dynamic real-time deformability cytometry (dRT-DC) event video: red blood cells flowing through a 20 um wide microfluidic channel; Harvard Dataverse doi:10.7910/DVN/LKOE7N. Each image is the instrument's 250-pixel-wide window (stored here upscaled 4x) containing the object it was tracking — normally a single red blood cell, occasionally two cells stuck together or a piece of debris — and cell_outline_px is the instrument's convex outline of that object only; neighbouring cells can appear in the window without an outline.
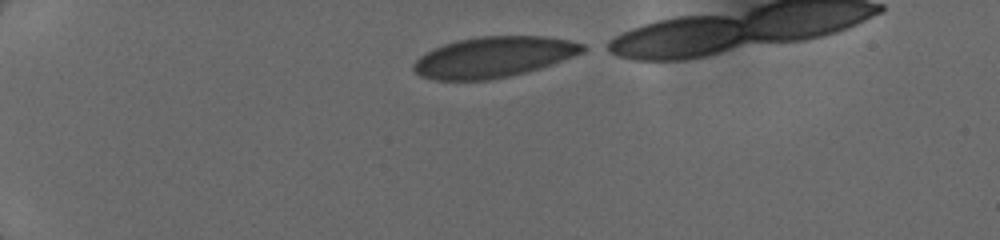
{"species": "human", "species_latin": "Homo sapiens", "temperature_condition": "cold", "stored_images_in_passage": 8, "segment_of_instrument_passage": [1, 2], "camera_frame_rate_fps": 3000, "um_per_image_px": 0.085, "donor": {"sex": "female"}, "frame": {"image": 1, "passage_image": 1, "time_ms": 0.0, "image_size_px": [1000, 240], "cell_outline_px": [[592, 48], [584, 52], [552, 64], [540, 68], [492, 80], [436, 80], [420, 76], [412, 68], [412, 64], [420, 56], [432, 48], [444, 44], [460, 40], [480, 36], [544, 36], [568, 40], [584, 44]], "centroid_in_image_um": [41.97, 4.85], "position_along_channel_um": 43.0, "area_um2": 40.17}}
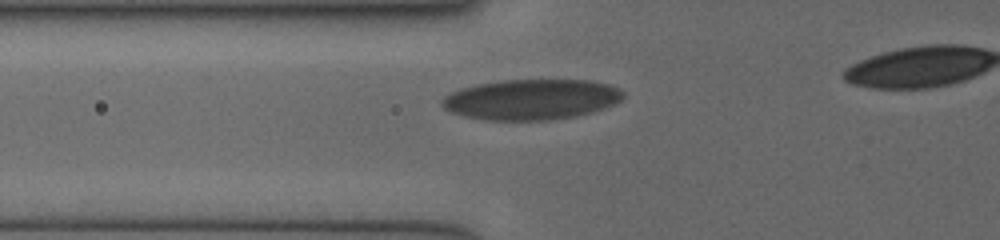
{"frame": {"image": 2, "passage_image": 6, "time_ms": 2.333, "image_size_px": [1000, 240], "cell_outline_px": [[624, 96], [620, 100], [604, 108], [576, 116], [548, 120], [484, 120], [464, 116], [452, 112], [444, 108], [440, 104], [444, 96], [460, 88], [476, 84], [500, 80], [592, 80], [608, 84], [620, 88], [624, 92]], "centroid_in_image_um": [45.15, 8.44], "position_along_channel_um": 80.7, "area_um2": 42.83}}